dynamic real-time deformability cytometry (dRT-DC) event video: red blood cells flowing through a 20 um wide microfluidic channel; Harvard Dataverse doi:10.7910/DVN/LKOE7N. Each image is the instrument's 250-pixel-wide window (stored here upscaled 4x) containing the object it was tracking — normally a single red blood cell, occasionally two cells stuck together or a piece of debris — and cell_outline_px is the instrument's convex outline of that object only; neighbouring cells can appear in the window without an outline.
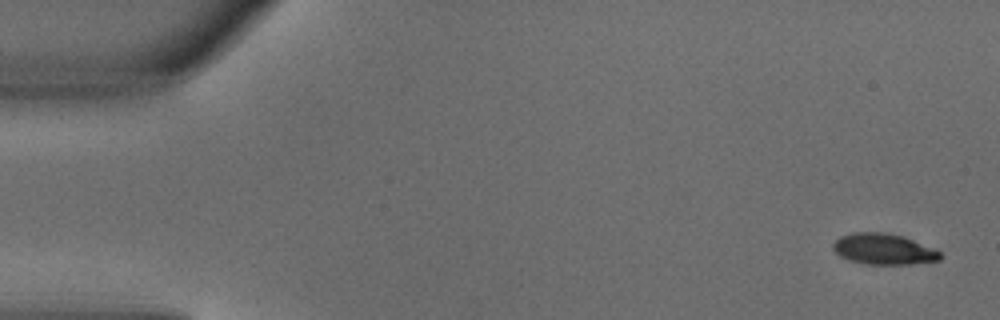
{"species": "common noctule bat (a hibernating species)", "species_latin": "Nyctalus noctula", "temperature_condition": "warm", "stored_images_in_passage": 4, "camera_frame_rate_fps": 3000, "um_per_image_px": 0.085, "animal": {"sex": "male", "body_mass_g": 18.8}, "frame": {"image": 1, "passage_image": 1, "time_ms": 0.0, "image_size_px": [1000, 320], "cell_outline_px": [[940, 260], [908, 264], [868, 264], [848, 260], [840, 256], [832, 248], [832, 244], [840, 236], [852, 232], [888, 232], [904, 236], [936, 248], [940, 252]], "centroid_in_image_um": [75.11, 21.15], "position_along_channel_um": 9.9, "area_um2": 19.48}}
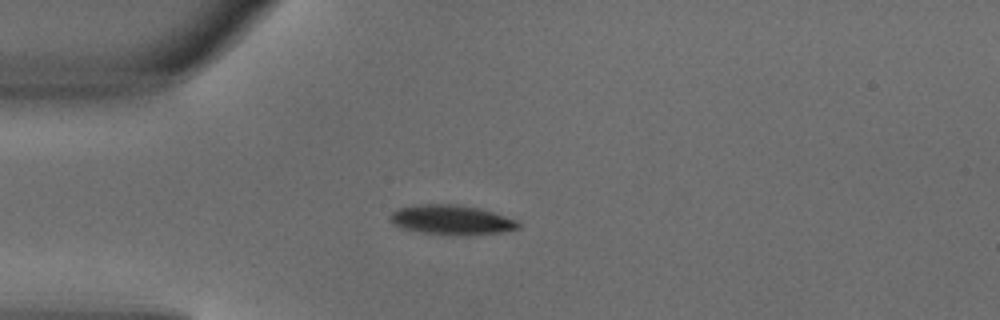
{"frame": {"image": 2, "passage_image": 4, "time_ms": 1.0, "image_size_px": [1000, 320], "cell_outline_px": [[520, 228], [500, 232], [420, 232], [404, 228], [396, 224], [388, 216], [392, 212], [400, 208], [420, 204], [452, 204], [476, 208], [492, 212], [516, 220], [520, 224]], "centroid_in_image_um": [38.35, 18.63], "position_along_channel_um": 46.7, "area_um2": 20.58}}